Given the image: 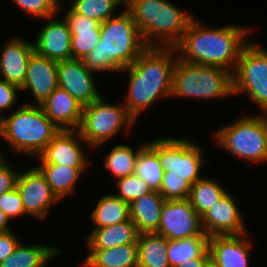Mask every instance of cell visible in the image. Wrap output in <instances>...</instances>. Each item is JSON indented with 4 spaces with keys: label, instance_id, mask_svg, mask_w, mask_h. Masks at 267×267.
<instances>
[{
    "label": "cell",
    "instance_id": "cell-1",
    "mask_svg": "<svg viewBox=\"0 0 267 267\" xmlns=\"http://www.w3.org/2000/svg\"><path fill=\"white\" fill-rule=\"evenodd\" d=\"M249 28L232 24L211 28L194 17L182 39L174 46L178 59L221 67L233 73L242 49L250 41L247 40L252 31Z\"/></svg>",
    "mask_w": 267,
    "mask_h": 267
},
{
    "label": "cell",
    "instance_id": "cell-2",
    "mask_svg": "<svg viewBox=\"0 0 267 267\" xmlns=\"http://www.w3.org/2000/svg\"><path fill=\"white\" fill-rule=\"evenodd\" d=\"M177 58L175 47L148 46L130 66L120 71L128 74L123 104L136 121L158 99L171 98Z\"/></svg>",
    "mask_w": 267,
    "mask_h": 267
},
{
    "label": "cell",
    "instance_id": "cell-3",
    "mask_svg": "<svg viewBox=\"0 0 267 267\" xmlns=\"http://www.w3.org/2000/svg\"><path fill=\"white\" fill-rule=\"evenodd\" d=\"M101 39L83 59L94 73H120L130 66L148 47L142 34L125 7L119 15L100 25Z\"/></svg>",
    "mask_w": 267,
    "mask_h": 267
},
{
    "label": "cell",
    "instance_id": "cell-4",
    "mask_svg": "<svg viewBox=\"0 0 267 267\" xmlns=\"http://www.w3.org/2000/svg\"><path fill=\"white\" fill-rule=\"evenodd\" d=\"M125 9L148 46L174 47L194 18L168 0H129Z\"/></svg>",
    "mask_w": 267,
    "mask_h": 267
},
{
    "label": "cell",
    "instance_id": "cell-5",
    "mask_svg": "<svg viewBox=\"0 0 267 267\" xmlns=\"http://www.w3.org/2000/svg\"><path fill=\"white\" fill-rule=\"evenodd\" d=\"M40 105L23 102L9 115H4L0 138L14 154L38 157L48 143L60 132Z\"/></svg>",
    "mask_w": 267,
    "mask_h": 267
},
{
    "label": "cell",
    "instance_id": "cell-6",
    "mask_svg": "<svg viewBox=\"0 0 267 267\" xmlns=\"http://www.w3.org/2000/svg\"><path fill=\"white\" fill-rule=\"evenodd\" d=\"M233 95L231 71L216 66L192 64L177 58L171 97L223 100Z\"/></svg>",
    "mask_w": 267,
    "mask_h": 267
},
{
    "label": "cell",
    "instance_id": "cell-7",
    "mask_svg": "<svg viewBox=\"0 0 267 267\" xmlns=\"http://www.w3.org/2000/svg\"><path fill=\"white\" fill-rule=\"evenodd\" d=\"M214 142L250 164L267 162V114H246L215 131Z\"/></svg>",
    "mask_w": 267,
    "mask_h": 267
},
{
    "label": "cell",
    "instance_id": "cell-8",
    "mask_svg": "<svg viewBox=\"0 0 267 267\" xmlns=\"http://www.w3.org/2000/svg\"><path fill=\"white\" fill-rule=\"evenodd\" d=\"M136 120L128 113L123 103L115 105L104 96L83 107L81 124L78 128L82 139L91 150L104 146L116 134L129 135Z\"/></svg>",
    "mask_w": 267,
    "mask_h": 267
},
{
    "label": "cell",
    "instance_id": "cell-9",
    "mask_svg": "<svg viewBox=\"0 0 267 267\" xmlns=\"http://www.w3.org/2000/svg\"><path fill=\"white\" fill-rule=\"evenodd\" d=\"M147 143L158 153L168 176L185 177L192 185L202 179L201 169L208 165L202 146L187 137H158ZM206 160V161H205ZM207 163V164H206Z\"/></svg>",
    "mask_w": 267,
    "mask_h": 267
},
{
    "label": "cell",
    "instance_id": "cell-10",
    "mask_svg": "<svg viewBox=\"0 0 267 267\" xmlns=\"http://www.w3.org/2000/svg\"><path fill=\"white\" fill-rule=\"evenodd\" d=\"M267 48L251 40L240 53L232 73L233 94H245L267 114Z\"/></svg>",
    "mask_w": 267,
    "mask_h": 267
},
{
    "label": "cell",
    "instance_id": "cell-11",
    "mask_svg": "<svg viewBox=\"0 0 267 267\" xmlns=\"http://www.w3.org/2000/svg\"><path fill=\"white\" fill-rule=\"evenodd\" d=\"M155 233L168 240L208 236L203 230L201 216L188 199L164 201L160 224Z\"/></svg>",
    "mask_w": 267,
    "mask_h": 267
},
{
    "label": "cell",
    "instance_id": "cell-12",
    "mask_svg": "<svg viewBox=\"0 0 267 267\" xmlns=\"http://www.w3.org/2000/svg\"><path fill=\"white\" fill-rule=\"evenodd\" d=\"M16 188L21 195L25 214L36 220L44 221L53 204L60 203L36 166L19 173Z\"/></svg>",
    "mask_w": 267,
    "mask_h": 267
},
{
    "label": "cell",
    "instance_id": "cell-13",
    "mask_svg": "<svg viewBox=\"0 0 267 267\" xmlns=\"http://www.w3.org/2000/svg\"><path fill=\"white\" fill-rule=\"evenodd\" d=\"M90 148L82 139L78 130H60L48 143L45 150L37 157L39 164H59L72 168H88L91 164L83 144ZM89 160V161H88Z\"/></svg>",
    "mask_w": 267,
    "mask_h": 267
},
{
    "label": "cell",
    "instance_id": "cell-14",
    "mask_svg": "<svg viewBox=\"0 0 267 267\" xmlns=\"http://www.w3.org/2000/svg\"><path fill=\"white\" fill-rule=\"evenodd\" d=\"M94 74L84 65L83 60L70 59L57 64L58 87L66 90L83 106L102 96L96 86L98 82L95 83Z\"/></svg>",
    "mask_w": 267,
    "mask_h": 267
},
{
    "label": "cell",
    "instance_id": "cell-15",
    "mask_svg": "<svg viewBox=\"0 0 267 267\" xmlns=\"http://www.w3.org/2000/svg\"><path fill=\"white\" fill-rule=\"evenodd\" d=\"M237 201L229 192H226L202 216V227L208 236L213 235H240L248 233V226L244 222L243 214Z\"/></svg>",
    "mask_w": 267,
    "mask_h": 267
},
{
    "label": "cell",
    "instance_id": "cell-16",
    "mask_svg": "<svg viewBox=\"0 0 267 267\" xmlns=\"http://www.w3.org/2000/svg\"><path fill=\"white\" fill-rule=\"evenodd\" d=\"M57 16L59 15L43 19L48 22L40 28L33 46L40 56L59 62L72 59V41L68 23L63 16L56 19Z\"/></svg>",
    "mask_w": 267,
    "mask_h": 267
},
{
    "label": "cell",
    "instance_id": "cell-17",
    "mask_svg": "<svg viewBox=\"0 0 267 267\" xmlns=\"http://www.w3.org/2000/svg\"><path fill=\"white\" fill-rule=\"evenodd\" d=\"M248 234L209 236L210 260L217 267H249L253 243Z\"/></svg>",
    "mask_w": 267,
    "mask_h": 267
},
{
    "label": "cell",
    "instance_id": "cell-18",
    "mask_svg": "<svg viewBox=\"0 0 267 267\" xmlns=\"http://www.w3.org/2000/svg\"><path fill=\"white\" fill-rule=\"evenodd\" d=\"M57 61L40 56L35 51L30 56L26 78L20 87L21 92H31L35 102L26 104L40 105L58 88Z\"/></svg>",
    "mask_w": 267,
    "mask_h": 267
},
{
    "label": "cell",
    "instance_id": "cell-19",
    "mask_svg": "<svg viewBox=\"0 0 267 267\" xmlns=\"http://www.w3.org/2000/svg\"><path fill=\"white\" fill-rule=\"evenodd\" d=\"M33 52V42L14 35L9 38L0 53V79L21 87Z\"/></svg>",
    "mask_w": 267,
    "mask_h": 267
},
{
    "label": "cell",
    "instance_id": "cell-20",
    "mask_svg": "<svg viewBox=\"0 0 267 267\" xmlns=\"http://www.w3.org/2000/svg\"><path fill=\"white\" fill-rule=\"evenodd\" d=\"M40 106L45 115L61 130H78L84 106L66 90L58 87Z\"/></svg>",
    "mask_w": 267,
    "mask_h": 267
},
{
    "label": "cell",
    "instance_id": "cell-21",
    "mask_svg": "<svg viewBox=\"0 0 267 267\" xmlns=\"http://www.w3.org/2000/svg\"><path fill=\"white\" fill-rule=\"evenodd\" d=\"M64 19L71 32L72 59L83 60L92 51L101 39L100 25L96 19L75 13L66 6Z\"/></svg>",
    "mask_w": 267,
    "mask_h": 267
},
{
    "label": "cell",
    "instance_id": "cell-22",
    "mask_svg": "<svg viewBox=\"0 0 267 267\" xmlns=\"http://www.w3.org/2000/svg\"><path fill=\"white\" fill-rule=\"evenodd\" d=\"M164 201L158 191H152L129 204L130 219L139 234L155 233L158 230Z\"/></svg>",
    "mask_w": 267,
    "mask_h": 267
},
{
    "label": "cell",
    "instance_id": "cell-23",
    "mask_svg": "<svg viewBox=\"0 0 267 267\" xmlns=\"http://www.w3.org/2000/svg\"><path fill=\"white\" fill-rule=\"evenodd\" d=\"M139 232L131 219L108 227L92 228L87 236L88 250H104L120 245L137 243Z\"/></svg>",
    "mask_w": 267,
    "mask_h": 267
},
{
    "label": "cell",
    "instance_id": "cell-24",
    "mask_svg": "<svg viewBox=\"0 0 267 267\" xmlns=\"http://www.w3.org/2000/svg\"><path fill=\"white\" fill-rule=\"evenodd\" d=\"M61 252V248L53 245H44L37 242L24 244L21 241L14 253L4 259L0 267H45L50 260H53Z\"/></svg>",
    "mask_w": 267,
    "mask_h": 267
},
{
    "label": "cell",
    "instance_id": "cell-25",
    "mask_svg": "<svg viewBox=\"0 0 267 267\" xmlns=\"http://www.w3.org/2000/svg\"><path fill=\"white\" fill-rule=\"evenodd\" d=\"M81 266L138 267L137 243H129L104 250H88Z\"/></svg>",
    "mask_w": 267,
    "mask_h": 267
},
{
    "label": "cell",
    "instance_id": "cell-26",
    "mask_svg": "<svg viewBox=\"0 0 267 267\" xmlns=\"http://www.w3.org/2000/svg\"><path fill=\"white\" fill-rule=\"evenodd\" d=\"M45 176L52 192L61 201L71 195L87 168H72L59 164H37L36 166Z\"/></svg>",
    "mask_w": 267,
    "mask_h": 267
},
{
    "label": "cell",
    "instance_id": "cell-27",
    "mask_svg": "<svg viewBox=\"0 0 267 267\" xmlns=\"http://www.w3.org/2000/svg\"><path fill=\"white\" fill-rule=\"evenodd\" d=\"M93 228L108 227L130 219L129 203L109 193L96 201L90 213Z\"/></svg>",
    "mask_w": 267,
    "mask_h": 267
},
{
    "label": "cell",
    "instance_id": "cell-28",
    "mask_svg": "<svg viewBox=\"0 0 267 267\" xmlns=\"http://www.w3.org/2000/svg\"><path fill=\"white\" fill-rule=\"evenodd\" d=\"M168 239L156 233H141L137 240L138 267H171Z\"/></svg>",
    "mask_w": 267,
    "mask_h": 267
},
{
    "label": "cell",
    "instance_id": "cell-29",
    "mask_svg": "<svg viewBox=\"0 0 267 267\" xmlns=\"http://www.w3.org/2000/svg\"><path fill=\"white\" fill-rule=\"evenodd\" d=\"M209 236H194L191 238L168 240V260L171 267L195 258H210L208 251Z\"/></svg>",
    "mask_w": 267,
    "mask_h": 267
},
{
    "label": "cell",
    "instance_id": "cell-30",
    "mask_svg": "<svg viewBox=\"0 0 267 267\" xmlns=\"http://www.w3.org/2000/svg\"><path fill=\"white\" fill-rule=\"evenodd\" d=\"M146 144L144 142L135 149L127 144L115 145L103 157L104 168L112 173L114 180L134 174L136 158Z\"/></svg>",
    "mask_w": 267,
    "mask_h": 267
},
{
    "label": "cell",
    "instance_id": "cell-31",
    "mask_svg": "<svg viewBox=\"0 0 267 267\" xmlns=\"http://www.w3.org/2000/svg\"><path fill=\"white\" fill-rule=\"evenodd\" d=\"M134 174L144 180L152 191H160L164 170L158 153L148 143L136 158Z\"/></svg>",
    "mask_w": 267,
    "mask_h": 267
},
{
    "label": "cell",
    "instance_id": "cell-32",
    "mask_svg": "<svg viewBox=\"0 0 267 267\" xmlns=\"http://www.w3.org/2000/svg\"><path fill=\"white\" fill-rule=\"evenodd\" d=\"M209 177H203L196 181L191 189L188 200L196 212L202 216L211 208L226 192L221 184Z\"/></svg>",
    "mask_w": 267,
    "mask_h": 267
},
{
    "label": "cell",
    "instance_id": "cell-33",
    "mask_svg": "<svg viewBox=\"0 0 267 267\" xmlns=\"http://www.w3.org/2000/svg\"><path fill=\"white\" fill-rule=\"evenodd\" d=\"M124 3L121 0H69L68 6L77 14L103 23L119 14L114 12Z\"/></svg>",
    "mask_w": 267,
    "mask_h": 267
},
{
    "label": "cell",
    "instance_id": "cell-34",
    "mask_svg": "<svg viewBox=\"0 0 267 267\" xmlns=\"http://www.w3.org/2000/svg\"><path fill=\"white\" fill-rule=\"evenodd\" d=\"M115 181L118 193L116 192L114 195L129 204L143 195L152 192L149 185L135 174L116 179Z\"/></svg>",
    "mask_w": 267,
    "mask_h": 267
},
{
    "label": "cell",
    "instance_id": "cell-35",
    "mask_svg": "<svg viewBox=\"0 0 267 267\" xmlns=\"http://www.w3.org/2000/svg\"><path fill=\"white\" fill-rule=\"evenodd\" d=\"M14 2L19 8L23 10V12L27 13L26 15H30L33 18L37 19H47L48 17H52L54 15L59 14L62 10V1L61 0H11Z\"/></svg>",
    "mask_w": 267,
    "mask_h": 267
},
{
    "label": "cell",
    "instance_id": "cell-36",
    "mask_svg": "<svg viewBox=\"0 0 267 267\" xmlns=\"http://www.w3.org/2000/svg\"><path fill=\"white\" fill-rule=\"evenodd\" d=\"M192 184L185 177L168 176V171L164 172L159 193L165 200H185L188 199Z\"/></svg>",
    "mask_w": 267,
    "mask_h": 267
},
{
    "label": "cell",
    "instance_id": "cell-37",
    "mask_svg": "<svg viewBox=\"0 0 267 267\" xmlns=\"http://www.w3.org/2000/svg\"><path fill=\"white\" fill-rule=\"evenodd\" d=\"M0 209L6 214L9 220L26 215L22 198L17 188L0 195Z\"/></svg>",
    "mask_w": 267,
    "mask_h": 267
},
{
    "label": "cell",
    "instance_id": "cell-38",
    "mask_svg": "<svg viewBox=\"0 0 267 267\" xmlns=\"http://www.w3.org/2000/svg\"><path fill=\"white\" fill-rule=\"evenodd\" d=\"M19 91H21L19 86L0 79V113L13 111L12 108L17 105Z\"/></svg>",
    "mask_w": 267,
    "mask_h": 267
},
{
    "label": "cell",
    "instance_id": "cell-39",
    "mask_svg": "<svg viewBox=\"0 0 267 267\" xmlns=\"http://www.w3.org/2000/svg\"><path fill=\"white\" fill-rule=\"evenodd\" d=\"M10 165L6 157L0 161V195L16 188L20 171Z\"/></svg>",
    "mask_w": 267,
    "mask_h": 267
},
{
    "label": "cell",
    "instance_id": "cell-40",
    "mask_svg": "<svg viewBox=\"0 0 267 267\" xmlns=\"http://www.w3.org/2000/svg\"><path fill=\"white\" fill-rule=\"evenodd\" d=\"M20 242L14 230L0 233V264L14 253Z\"/></svg>",
    "mask_w": 267,
    "mask_h": 267
},
{
    "label": "cell",
    "instance_id": "cell-41",
    "mask_svg": "<svg viewBox=\"0 0 267 267\" xmlns=\"http://www.w3.org/2000/svg\"><path fill=\"white\" fill-rule=\"evenodd\" d=\"M210 258H195L193 261L183 262L176 267H206Z\"/></svg>",
    "mask_w": 267,
    "mask_h": 267
},
{
    "label": "cell",
    "instance_id": "cell-42",
    "mask_svg": "<svg viewBox=\"0 0 267 267\" xmlns=\"http://www.w3.org/2000/svg\"><path fill=\"white\" fill-rule=\"evenodd\" d=\"M10 220L6 216V214L0 209V233H5L11 231L12 227H10Z\"/></svg>",
    "mask_w": 267,
    "mask_h": 267
},
{
    "label": "cell",
    "instance_id": "cell-43",
    "mask_svg": "<svg viewBox=\"0 0 267 267\" xmlns=\"http://www.w3.org/2000/svg\"><path fill=\"white\" fill-rule=\"evenodd\" d=\"M4 113H0V136L3 130Z\"/></svg>",
    "mask_w": 267,
    "mask_h": 267
},
{
    "label": "cell",
    "instance_id": "cell-44",
    "mask_svg": "<svg viewBox=\"0 0 267 267\" xmlns=\"http://www.w3.org/2000/svg\"><path fill=\"white\" fill-rule=\"evenodd\" d=\"M206 267H217L211 260L208 262Z\"/></svg>",
    "mask_w": 267,
    "mask_h": 267
},
{
    "label": "cell",
    "instance_id": "cell-45",
    "mask_svg": "<svg viewBox=\"0 0 267 267\" xmlns=\"http://www.w3.org/2000/svg\"><path fill=\"white\" fill-rule=\"evenodd\" d=\"M123 3H124V6L122 7H125V5L128 3L129 0H121Z\"/></svg>",
    "mask_w": 267,
    "mask_h": 267
},
{
    "label": "cell",
    "instance_id": "cell-46",
    "mask_svg": "<svg viewBox=\"0 0 267 267\" xmlns=\"http://www.w3.org/2000/svg\"><path fill=\"white\" fill-rule=\"evenodd\" d=\"M5 156L0 152V161L4 158Z\"/></svg>",
    "mask_w": 267,
    "mask_h": 267
}]
</instances>
